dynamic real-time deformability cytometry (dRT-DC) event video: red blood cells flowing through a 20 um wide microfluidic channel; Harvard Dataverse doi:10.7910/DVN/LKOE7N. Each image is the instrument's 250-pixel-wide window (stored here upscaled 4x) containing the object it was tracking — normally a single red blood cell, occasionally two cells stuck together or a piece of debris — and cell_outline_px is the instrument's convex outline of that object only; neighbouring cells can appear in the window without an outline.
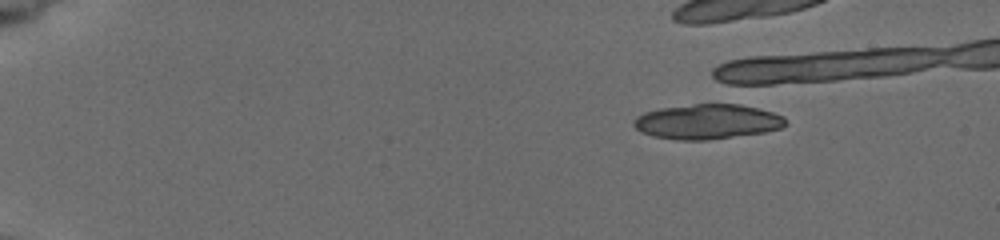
{"species": "common noctule bat (a hibernating species)", "species_latin": "Nyctalus noctula", "temperature_condition": "cold", "stored_images_in_passage": 1, "camera_frame_rate_fps": 3000, "um_per_image_px": 0.085, "animal": {"sex": "female", "body_mass_g": 19.5, "forearm_length_mm": 54.1}, "frame": {"image": 1, "passage_image": 1, "time_ms": 0.0, "image_size_px": [1000, 240], "cell_outline_px": [[788, 124], [780, 128], [764, 132], [704, 140], [676, 140], [652, 136], [640, 132], [632, 124], [632, 120], [636, 116], [644, 112], [660, 108], [728, 100], [732, 100], [772, 112], [784, 116]], "centroid_in_image_um": [60.13, 10.29], "position_along_channel_um": 24.9, "area_um2": 31.85}}